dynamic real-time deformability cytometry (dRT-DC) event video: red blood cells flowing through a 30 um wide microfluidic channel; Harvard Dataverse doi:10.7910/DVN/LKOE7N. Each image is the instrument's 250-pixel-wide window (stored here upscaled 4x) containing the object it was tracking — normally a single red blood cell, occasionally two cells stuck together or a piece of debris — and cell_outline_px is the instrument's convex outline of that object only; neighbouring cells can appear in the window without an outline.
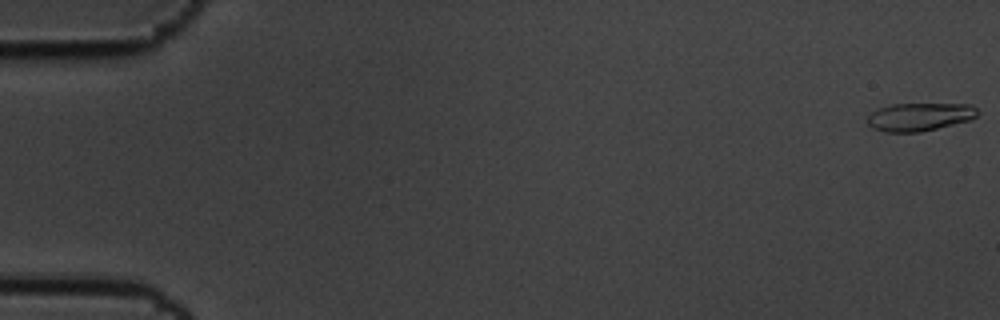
{"species": "common noctule bat (a hibernating species)", "species_latin": "Nyctalus noctula", "temperature_condition": "cold", "stored_images_in_passage": 56, "segment_of_instrument_passage": [1, 2], "camera_frame_rate_fps": 3000, "um_per_image_px": 0.085, "animal": {"sex": "male", "body_mass_g": 19.5, "forearm_length_mm": 54.6}, "frame": {"image": 1, "passage_image": 1, "time_ms": 0.0, "image_size_px": [1000, 320], "cell_outline_px": [[980, 112], [976, 116], [968, 120], [920, 132], [884, 132], [872, 128], [868, 124], [868, 116], [876, 108], [892, 104], [972, 104]], "centroid_in_image_um": [78.13, 9.92], "position_along_channel_um": 6.9, "area_um2": 17.98}}
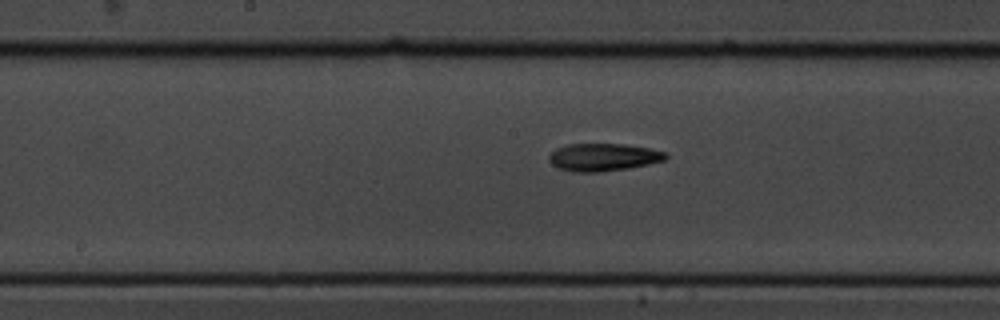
{"frame": {"image": 2, "passage_image": 31, "time_ms": 10.0, "image_size_px": [1000, 320], "cell_outline_px": [[668, 156], [664, 160], [648, 164], [628, 168], [596, 172], [572, 172], [560, 168], [552, 164], [548, 160], [548, 156], [556, 148], [568, 144], [624, 144], [648, 148], [664, 152]], "centroid_in_image_um": [51.24, 13.36], "position_along_channel_um": 197.0, "area_um2": 18.61}}
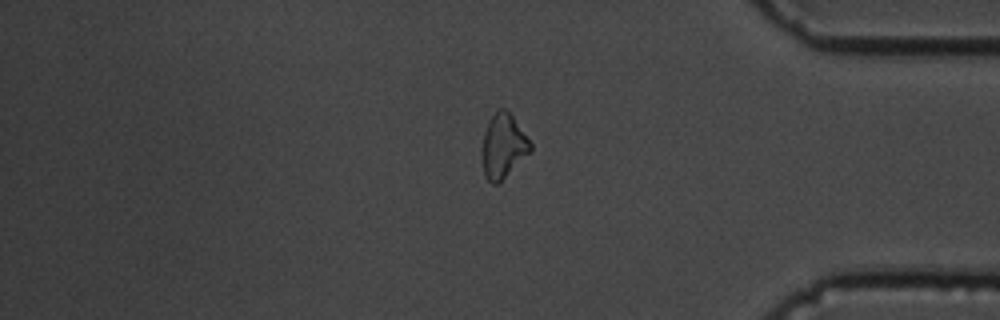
{"frame": {"image": 3, "passage_image": 50, "time_ms": 16.333, "image_size_px": [1000, 320], "cell_outline_px": [[532, 152], [496, 184], [492, 184], [484, 176], [480, 152], [484, 132], [492, 116], [500, 108], [504, 108], [512, 116], [532, 144]], "centroid_in_image_um": [42.75, 12.44], "position_along_channel_um": 392.4, "area_um2": 18.03}}